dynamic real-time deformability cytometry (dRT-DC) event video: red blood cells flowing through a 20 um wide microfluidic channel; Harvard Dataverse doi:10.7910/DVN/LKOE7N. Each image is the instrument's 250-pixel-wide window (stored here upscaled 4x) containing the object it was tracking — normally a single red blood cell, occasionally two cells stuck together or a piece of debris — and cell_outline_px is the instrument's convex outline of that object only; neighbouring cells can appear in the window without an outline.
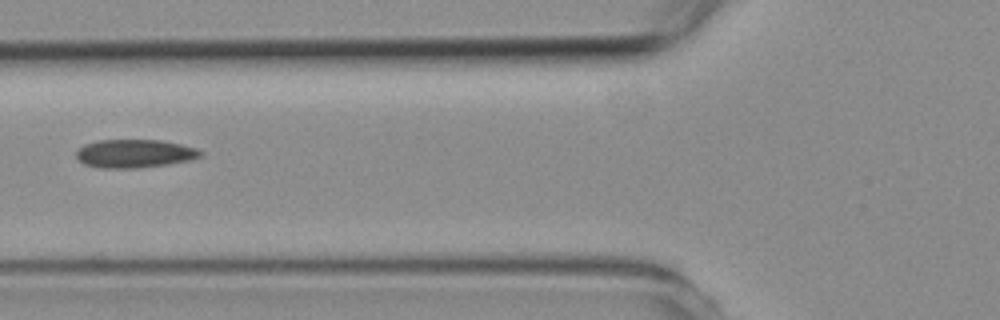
{"species": "common noctule bat (a hibernating species)", "species_latin": "Nyctalus noctula", "temperature_condition": "room temperature", "stored_images_in_passage": 2, "camera_frame_rate_fps": 3000, "um_per_image_px": 0.085, "animal": {"sex": "female", "body_mass_g": 19.3, "forearm_length_mm": 54.1}, "frame": {"image": 1, "passage_image": 2, "time_ms": 1.0, "image_size_px": [1000, 320], "cell_outline_px": [[204, 152], [200, 156], [192, 160], [168, 164], [140, 168], [100, 168], [84, 164], [76, 156], [76, 152], [84, 144], [100, 140], [160, 140], [180, 144], [196, 148]], "centroid_in_image_um": [11.46, 13.06], "position_along_channel_um": 114.3, "area_um2": 20.52}}